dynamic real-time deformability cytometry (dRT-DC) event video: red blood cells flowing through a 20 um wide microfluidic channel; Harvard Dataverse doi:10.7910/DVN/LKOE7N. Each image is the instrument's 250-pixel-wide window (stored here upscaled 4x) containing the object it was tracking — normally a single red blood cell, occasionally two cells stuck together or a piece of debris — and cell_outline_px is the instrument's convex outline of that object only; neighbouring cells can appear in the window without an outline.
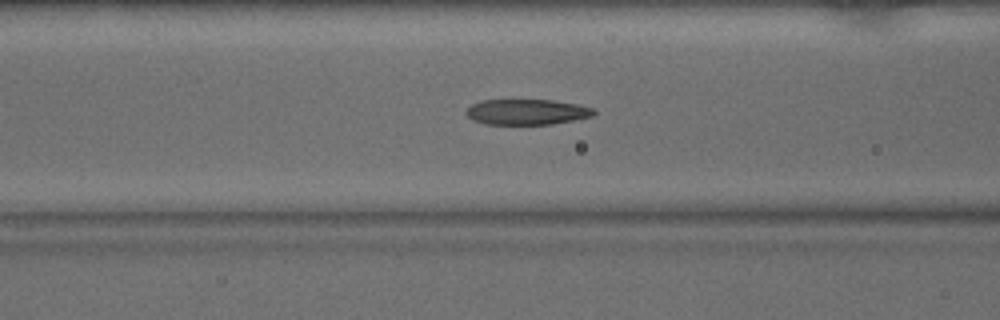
{"species": "common noctule bat (a hibernating species)", "species_latin": "Nyctalus noctula", "temperature_condition": "warm", "stored_images_in_passage": 41, "camera_frame_rate_fps": 3000, "um_per_image_px": 0.085, "animal": {"sex": "male", "body_mass_g": 15.6}, "frame": {"image": 1, "passage_image": 20, "time_ms": 6.333, "image_size_px": [1000, 320], "cell_outline_px": [[596, 112], [592, 116], [552, 124], [484, 124], [472, 120], [464, 112], [472, 104], [480, 100], [552, 100], [576, 104], [596, 108]], "centroid_in_image_um": [44.76, 9.51], "position_along_channel_um": 121.8, "area_um2": 19.02}}
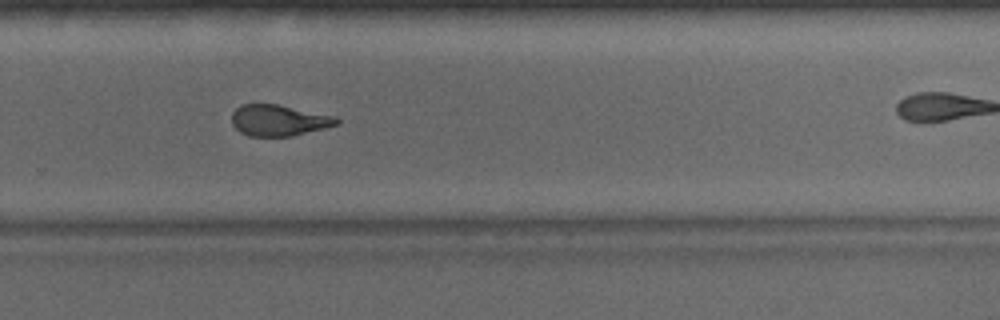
{"frame": {"image": 2, "passage_image": 34, "time_ms": 11.0, "image_size_px": [1000, 320], "cell_outline_px": [[340, 124], [292, 136], [248, 136], [240, 132], [232, 124], [232, 112], [240, 104], [276, 104], [336, 116], [340, 120]], "centroid_in_image_um": [23.7, 10.23], "position_along_channel_um": 306.1, "area_um2": 19.07}}
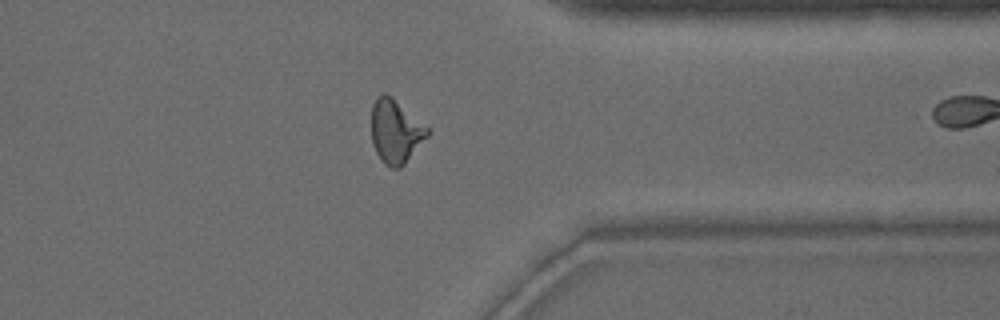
{"frame": {"image": 3, "passage_image": 40, "time_ms": 13.0, "image_size_px": [1000, 320], "cell_outline_px": [[428, 136], [404, 164], [400, 168], [392, 168], [384, 164], [380, 160], [372, 144], [372, 104], [376, 96], [384, 92], [392, 96], [428, 128]], "centroid_in_image_um": [33.59, 11.16], "position_along_channel_um": 377.8, "area_um2": 20.69}}